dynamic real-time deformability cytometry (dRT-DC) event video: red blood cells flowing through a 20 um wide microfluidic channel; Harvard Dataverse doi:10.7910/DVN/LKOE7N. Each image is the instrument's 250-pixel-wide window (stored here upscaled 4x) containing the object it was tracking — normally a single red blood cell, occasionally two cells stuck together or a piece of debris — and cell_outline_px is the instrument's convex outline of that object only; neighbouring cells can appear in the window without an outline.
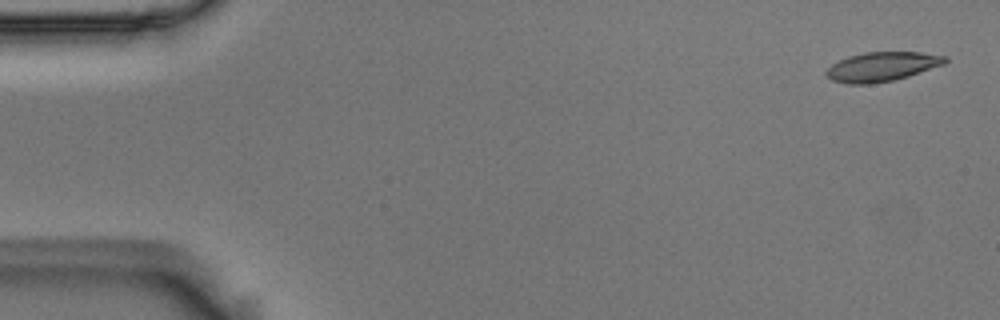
{"species": "Egyptian fruit bat (a non-hibernating species)", "species_latin": "Rousettus aegyptiacus", "temperature_condition": "room temperature", "stored_images_in_passage": 4, "camera_frame_rate_fps": 3000, "um_per_image_px": 0.085, "animal": {"sex": "male"}, "frame": {"image": 1, "passage_image": 1, "time_ms": 0.0, "image_size_px": [1000, 320], "cell_outline_px": [[948, 60], [944, 64], [896, 80], [872, 84], [848, 84], [832, 80], [824, 72], [832, 64], [848, 56], [864, 52], [920, 52], [948, 56]], "centroid_in_image_um": [74.97, 5.66], "position_along_channel_um": 10.0, "area_um2": 20.35}}
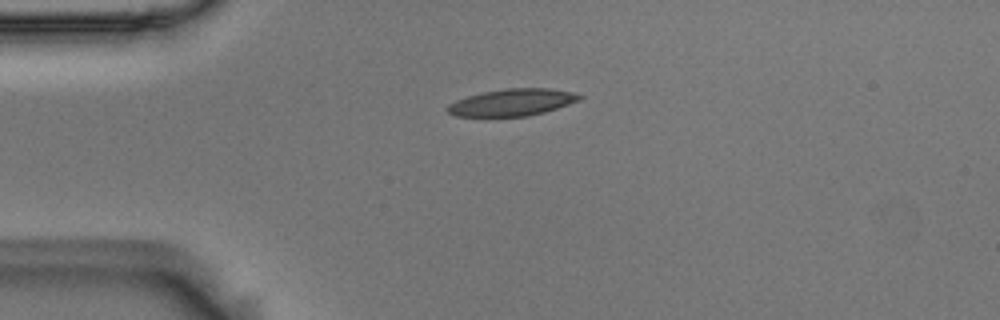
{"frame": {"image": 2, "passage_image": 4, "time_ms": 1.0, "image_size_px": [1000, 320], "cell_outline_px": [[584, 96], [580, 100], [544, 112], [528, 116], [456, 116], [448, 112], [448, 104], [456, 100], [468, 96], [484, 92], [508, 88], [548, 88], [572, 92]], "centroid_in_image_um": [43.55, 8.7], "position_along_channel_um": 41.4, "area_um2": 20.46}}